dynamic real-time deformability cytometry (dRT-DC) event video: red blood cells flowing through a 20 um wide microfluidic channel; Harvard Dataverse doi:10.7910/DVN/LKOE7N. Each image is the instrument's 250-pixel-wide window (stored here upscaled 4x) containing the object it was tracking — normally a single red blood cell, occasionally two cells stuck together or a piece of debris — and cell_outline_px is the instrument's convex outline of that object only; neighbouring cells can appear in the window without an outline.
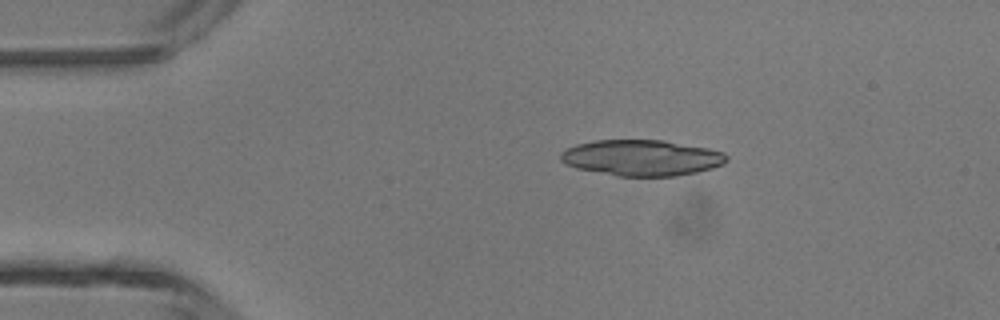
{"species": "common noctule bat (a hibernating species)", "species_latin": "Nyctalus noctula", "temperature_condition": "room temperature", "stored_images_in_passage": 2, "camera_frame_rate_fps": 3000, "um_per_image_px": 0.085, "animal": {"sex": "male", "body_mass_g": 13.3}, "frame": {"image": 1, "passage_image": 1, "time_ms": 0.0, "image_size_px": [1000, 320], "cell_outline_px": [[728, 160], [724, 164], [712, 168], [696, 172], [676, 176], [616, 176], [576, 168], [564, 164], [560, 160], [560, 152], [576, 144], [592, 140], [664, 140], [708, 148], [724, 152], [728, 156]], "centroid_in_image_um": [54.53, 13.41], "position_along_channel_um": 30.5, "area_um2": 35.03}}